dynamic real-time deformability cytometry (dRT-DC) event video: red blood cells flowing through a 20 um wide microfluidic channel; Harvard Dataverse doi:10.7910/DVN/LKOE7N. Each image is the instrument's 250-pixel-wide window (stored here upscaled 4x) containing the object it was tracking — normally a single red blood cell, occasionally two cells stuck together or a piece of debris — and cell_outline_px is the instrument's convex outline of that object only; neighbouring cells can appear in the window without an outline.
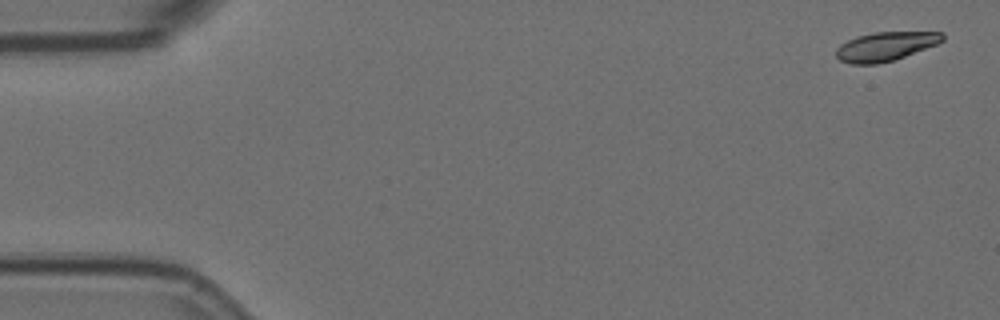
{"species": "Egyptian fruit bat (a non-hibernating species)", "species_latin": "Rousettus aegyptiacus", "temperature_condition": "room temperature", "stored_images_in_passage": 57, "camera_frame_rate_fps": 3000, "um_per_image_px": 0.085, "animal": {"sex": "female"}, "frame": {"image": 1, "passage_image": 2, "time_ms": 0.333, "image_size_px": [1000, 320], "cell_outline_px": [[944, 40], [936, 44], [904, 56], [892, 60], [876, 64], [852, 64], [840, 60], [836, 56], [836, 48], [840, 44], [856, 36], [872, 32], [944, 32]], "centroid_in_image_um": [75.23, 3.93], "position_along_channel_um": 9.8, "area_um2": 17.8}}
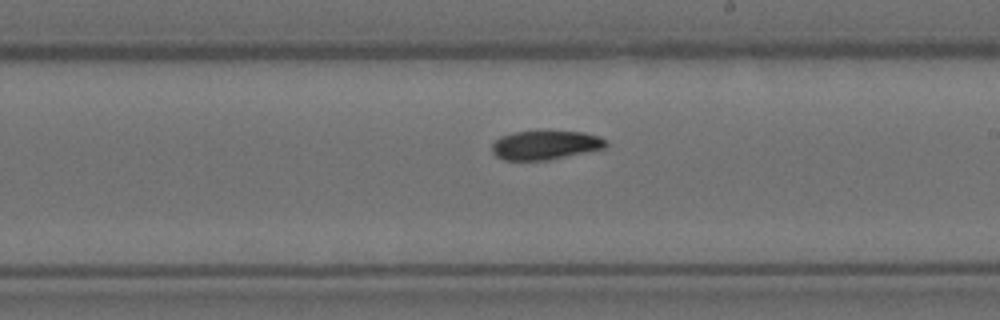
{"frame": {"image": 2, "passage_image": 33, "time_ms": 10.667, "image_size_px": [1000, 320], "cell_outline_px": [[608, 144], [604, 148], [548, 160], [504, 160], [496, 156], [492, 152], [492, 144], [500, 136], [512, 132], [536, 128], [584, 132], [608, 140]], "centroid_in_image_um": [46.32, 12.27], "position_along_channel_um": 242.7, "area_um2": 20.06}}
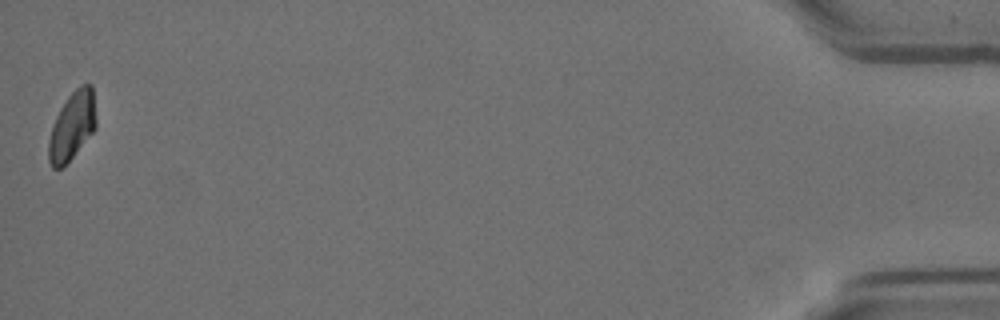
{"frame": {"image": 3, "passage_image": 57, "time_ms": 18.667, "image_size_px": [1000, 320], "cell_outline_px": [[96, 128], [72, 156], [60, 168], [52, 168], [48, 160], [48, 140], [52, 124], [60, 108], [68, 96], [80, 84], [92, 84], [96, 120]], "centroid_in_image_um": [6.11, 10.67], "position_along_channel_um": 429.1, "area_um2": 18.67}, "authors_computed_cell_mechanics": {"area_um2": 19.5942, "velocity_mm_per_s": 3.5444, "shape_relaxation_time_tau1_ms": 5.2422, "shape_relaxation_time_tau2_ms": null, "deformation_change_tau1": 0.1534, "deformation_change_tau2": null}}